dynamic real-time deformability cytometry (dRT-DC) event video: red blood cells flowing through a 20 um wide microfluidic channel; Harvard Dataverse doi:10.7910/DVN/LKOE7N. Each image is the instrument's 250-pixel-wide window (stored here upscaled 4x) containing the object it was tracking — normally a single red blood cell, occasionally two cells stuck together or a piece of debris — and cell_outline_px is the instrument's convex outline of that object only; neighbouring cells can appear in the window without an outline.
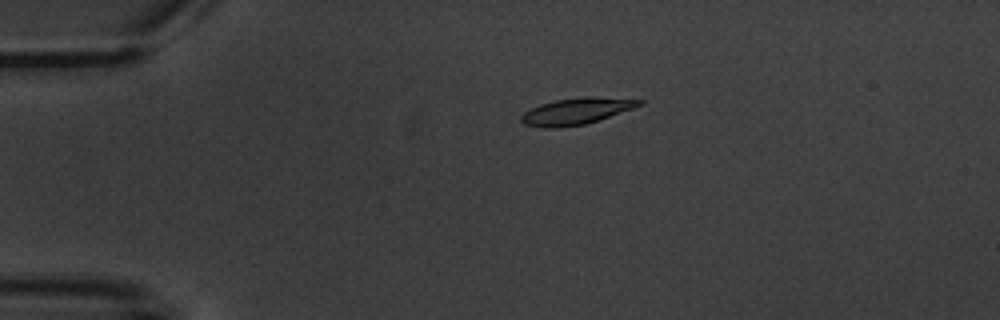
{"species": "common noctule bat (a hibernating species)", "species_latin": "Nyctalus noctula", "temperature_condition": "warm", "stored_images_in_passage": 6, "camera_frame_rate_fps": 3000, "um_per_image_px": 0.085, "animal": {"sex": "male", "body_mass_g": 20.1, "forearm_length_mm": 53.5}, "frame": {"image": 1, "passage_image": 2, "time_ms": 1.333, "image_size_px": [1000, 320], "cell_outline_px": [[644, 104], [584, 124], [556, 128], [544, 128], [524, 124], [520, 120], [520, 116], [524, 112], [540, 104], [556, 100], [588, 96], [592, 96], [644, 100]], "centroid_in_image_um": [48.95, 9.44], "position_along_channel_um": 36.1, "area_um2": 17.92}}
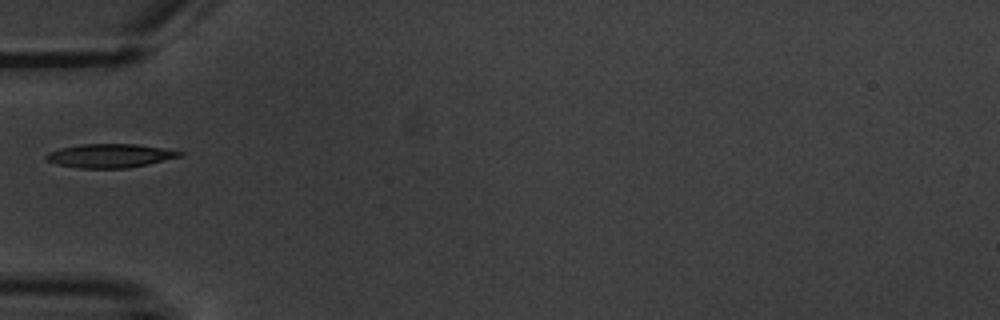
{"frame": {"image": 2, "passage_image": 4, "time_ms": 3.667, "image_size_px": [1000, 320], "cell_outline_px": [[184, 152], [180, 156], [148, 164], [128, 168], [80, 168], [56, 164], [48, 160], [44, 156], [48, 152], [60, 148], [80, 144], [136, 144], [164, 148]], "centroid_in_image_um": [9.33, 13.23], "position_along_channel_um": 75.7, "area_um2": 18.38}}
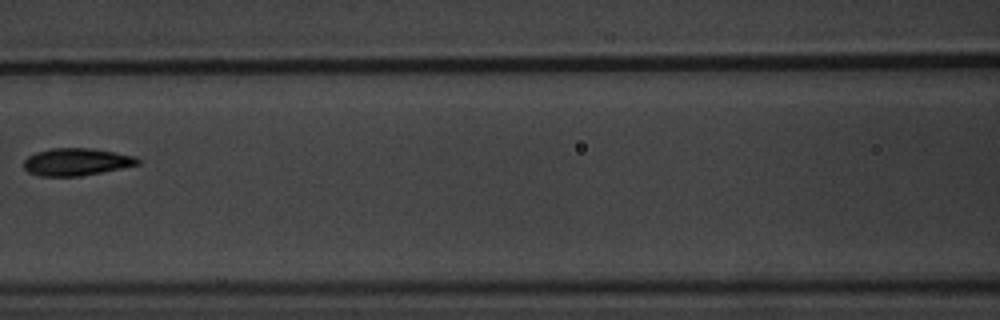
{"frame": {"image": 3, "passage_image": 6, "time_ms": 6.0, "image_size_px": [1000, 320], "cell_outline_px": [[140, 164], [80, 176], [40, 176], [28, 172], [24, 168], [24, 160], [28, 156], [36, 152], [52, 148], [92, 148], [136, 156], [140, 160]], "centroid_in_image_um": [6.48, 13.75], "position_along_channel_um": 160.1, "area_um2": 18.09}}